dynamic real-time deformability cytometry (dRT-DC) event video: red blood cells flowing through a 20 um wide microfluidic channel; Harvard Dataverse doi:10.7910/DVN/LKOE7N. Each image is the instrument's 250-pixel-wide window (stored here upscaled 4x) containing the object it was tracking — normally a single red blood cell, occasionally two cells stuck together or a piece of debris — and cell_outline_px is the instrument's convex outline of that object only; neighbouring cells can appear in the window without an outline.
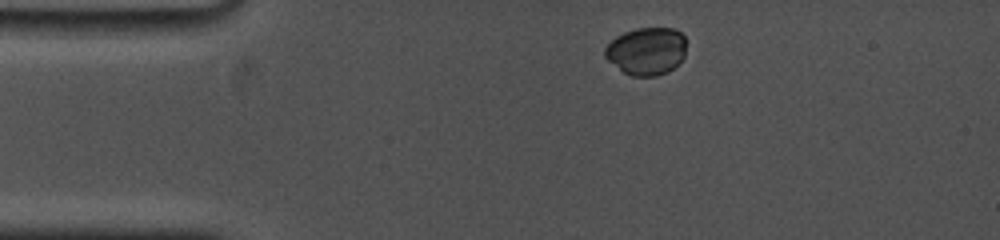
{"species": "common noctule bat (a hibernating species)", "species_latin": "Nyctalus noctula", "temperature_condition": "cold", "stored_images_in_passage": 31, "camera_frame_rate_fps": 5000, "um_per_image_px": 0.085, "animal": {"sex": "female", "body_mass_g": 19.0, "forearm_length_mm": 53.3}, "frame": {"image": 1, "passage_image": 1, "time_ms": 0.0, "image_size_px": [1000, 240], "cell_outline_px": [[684, 56], [668, 72], [656, 76], [632, 76], [624, 72], [608, 60], [604, 56], [604, 48], [616, 36], [624, 32], [636, 28], [672, 28], [680, 32], [684, 36]], "centroid_in_image_um": [54.93, 4.34], "position_along_channel_um": 30.1, "area_um2": 22.37}}
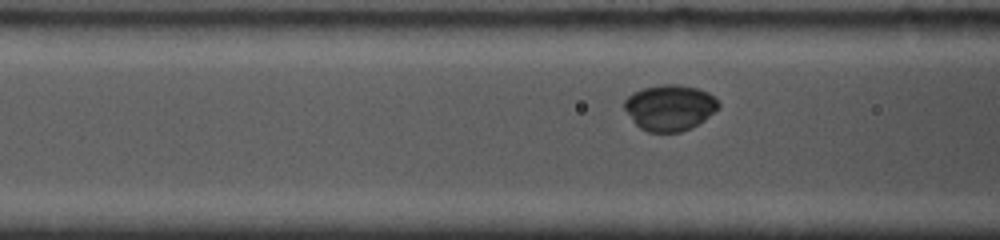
{"frame": {"image": 2, "passage_image": 13, "time_ms": 3.4, "image_size_px": [1000, 240], "cell_outline_px": [[720, 108], [704, 120], [692, 128], [680, 132], [648, 132], [640, 128], [636, 124], [624, 108], [624, 100], [632, 92], [644, 88], [660, 84], [676, 84], [696, 88], [708, 92], [720, 104]], "centroid_in_image_um": [56.93, 9.15], "position_along_channel_um": 109.7, "area_um2": 25.2}}
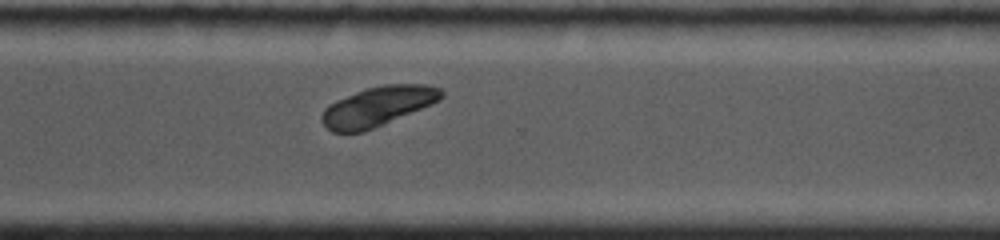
{"frame": {"image": 3, "passage_image": 26, "time_ms": 9.6, "image_size_px": [1000, 240], "cell_outline_px": [[444, 96], [440, 100], [432, 104], [364, 132], [332, 132], [320, 120], [320, 116], [324, 108], [328, 104], [336, 100], [364, 88], [384, 84], [428, 84], [440, 88], [444, 92]], "centroid_in_image_um": [32.1, 9.03], "position_along_channel_um": 338.5, "area_um2": 27.74}, "authors_computed_cell_mechanics": {"area_um2": 25.6054, "velocity_mm_per_s": 3.6897, "shape_relaxation_time_tau1_ms": 1.3983, "shape_relaxation_time_tau2_ms": null, "deformation_change_tau1": 0.0225, "deformation_change_tau2": null}}